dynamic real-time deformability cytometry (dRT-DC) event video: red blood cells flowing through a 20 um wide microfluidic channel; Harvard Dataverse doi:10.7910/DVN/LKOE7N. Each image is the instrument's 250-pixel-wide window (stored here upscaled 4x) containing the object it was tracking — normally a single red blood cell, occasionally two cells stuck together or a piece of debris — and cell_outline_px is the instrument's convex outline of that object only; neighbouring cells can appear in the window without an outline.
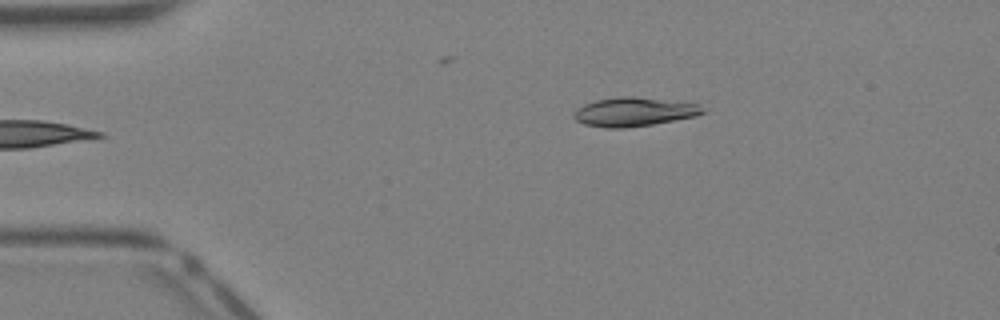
{"species": "Egyptian fruit bat (a non-hibernating species)", "species_latin": "Rousettus aegyptiacus", "temperature_condition": "warm", "stored_images_in_passage": 28, "camera_frame_rate_fps": 3000, "um_per_image_px": 0.085, "animal": {"sex": "female"}, "frame": {"image": 1, "passage_image": 1, "time_ms": 0.0, "image_size_px": [1000, 320], "cell_outline_px": [[704, 112], [696, 116], [652, 124], [624, 128], [604, 128], [584, 124], [576, 120], [572, 116], [584, 104], [596, 100], [620, 96], [632, 96], [700, 104]], "centroid_in_image_um": [53.88, 9.51], "position_along_channel_um": 31.1, "area_um2": 21.44}}
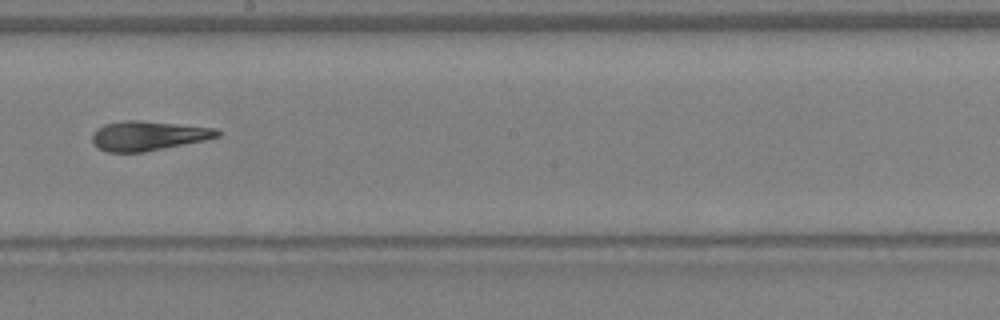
{"frame": {"image": 2, "passage_image": 16, "time_ms": 5.0, "image_size_px": [1000, 320], "cell_outline_px": [[220, 136], [204, 140], [144, 152], [108, 152], [100, 148], [92, 140], [92, 136], [96, 128], [104, 124], [124, 120], [140, 120], [216, 128], [220, 132]], "centroid_in_image_um": [12.58, 11.53], "position_along_channel_um": 235.6, "area_um2": 21.33}}
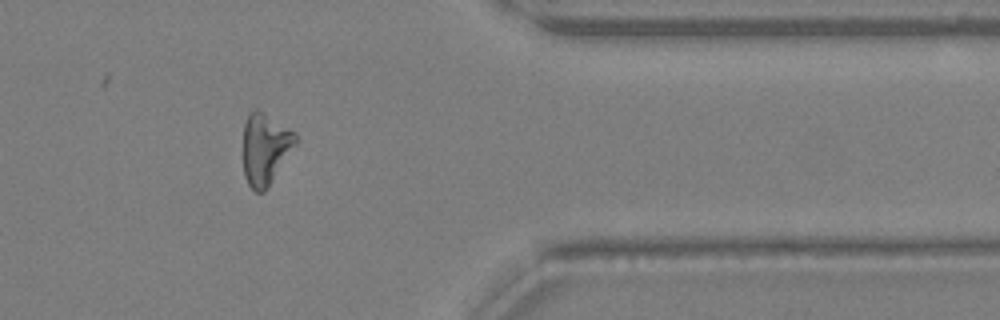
{"frame": {"image": 3, "passage_image": 26, "time_ms": 8.333, "image_size_px": [1000, 320], "cell_outline_px": [[296, 144], [268, 188], [264, 192], [256, 192], [248, 184], [244, 176], [244, 124], [248, 116], [256, 108], [264, 112], [296, 132]], "centroid_in_image_um": [22.55, 12.65], "position_along_channel_um": 388.8, "area_um2": 21.73}}